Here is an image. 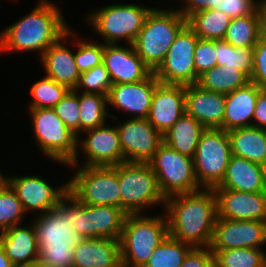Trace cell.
<instances>
[{
    "instance_id": "cell-39",
    "label": "cell",
    "mask_w": 266,
    "mask_h": 267,
    "mask_svg": "<svg viewBox=\"0 0 266 267\" xmlns=\"http://www.w3.org/2000/svg\"><path fill=\"white\" fill-rule=\"evenodd\" d=\"M113 85L109 72L104 64L95 66L94 68L80 73L79 81L75 87V91L82 88L84 93H98L108 96L109 90Z\"/></svg>"
},
{
    "instance_id": "cell-33",
    "label": "cell",
    "mask_w": 266,
    "mask_h": 267,
    "mask_svg": "<svg viewBox=\"0 0 266 267\" xmlns=\"http://www.w3.org/2000/svg\"><path fill=\"white\" fill-rule=\"evenodd\" d=\"M107 96L98 93L79 94L80 133L106 124L105 118H114L107 112Z\"/></svg>"
},
{
    "instance_id": "cell-38",
    "label": "cell",
    "mask_w": 266,
    "mask_h": 267,
    "mask_svg": "<svg viewBox=\"0 0 266 267\" xmlns=\"http://www.w3.org/2000/svg\"><path fill=\"white\" fill-rule=\"evenodd\" d=\"M24 213L26 214L15 190L4 179L0 184V232L18 225Z\"/></svg>"
},
{
    "instance_id": "cell-19",
    "label": "cell",
    "mask_w": 266,
    "mask_h": 267,
    "mask_svg": "<svg viewBox=\"0 0 266 267\" xmlns=\"http://www.w3.org/2000/svg\"><path fill=\"white\" fill-rule=\"evenodd\" d=\"M128 46L104 44L103 64L113 84L140 82L152 73L137 55L133 44Z\"/></svg>"
},
{
    "instance_id": "cell-1",
    "label": "cell",
    "mask_w": 266,
    "mask_h": 267,
    "mask_svg": "<svg viewBox=\"0 0 266 267\" xmlns=\"http://www.w3.org/2000/svg\"><path fill=\"white\" fill-rule=\"evenodd\" d=\"M168 234L194 247H210L218 218L213 189L170 196L165 201Z\"/></svg>"
},
{
    "instance_id": "cell-28",
    "label": "cell",
    "mask_w": 266,
    "mask_h": 267,
    "mask_svg": "<svg viewBox=\"0 0 266 267\" xmlns=\"http://www.w3.org/2000/svg\"><path fill=\"white\" fill-rule=\"evenodd\" d=\"M232 155L266 166V133L254 126L227 132Z\"/></svg>"
},
{
    "instance_id": "cell-11",
    "label": "cell",
    "mask_w": 266,
    "mask_h": 267,
    "mask_svg": "<svg viewBox=\"0 0 266 267\" xmlns=\"http://www.w3.org/2000/svg\"><path fill=\"white\" fill-rule=\"evenodd\" d=\"M231 156L227 131L221 128H206L201 134L193 157L199 186L204 189L218 186L225 176Z\"/></svg>"
},
{
    "instance_id": "cell-49",
    "label": "cell",
    "mask_w": 266,
    "mask_h": 267,
    "mask_svg": "<svg viewBox=\"0 0 266 267\" xmlns=\"http://www.w3.org/2000/svg\"><path fill=\"white\" fill-rule=\"evenodd\" d=\"M0 267H15L10 259L6 256L3 246L0 244Z\"/></svg>"
},
{
    "instance_id": "cell-15",
    "label": "cell",
    "mask_w": 266,
    "mask_h": 267,
    "mask_svg": "<svg viewBox=\"0 0 266 267\" xmlns=\"http://www.w3.org/2000/svg\"><path fill=\"white\" fill-rule=\"evenodd\" d=\"M265 243L266 222L258 220H228L218 217L210 249H261L259 247Z\"/></svg>"
},
{
    "instance_id": "cell-40",
    "label": "cell",
    "mask_w": 266,
    "mask_h": 267,
    "mask_svg": "<svg viewBox=\"0 0 266 267\" xmlns=\"http://www.w3.org/2000/svg\"><path fill=\"white\" fill-rule=\"evenodd\" d=\"M56 114L66 126L78 137L80 133L79 93L70 89L67 94L54 106Z\"/></svg>"
},
{
    "instance_id": "cell-13",
    "label": "cell",
    "mask_w": 266,
    "mask_h": 267,
    "mask_svg": "<svg viewBox=\"0 0 266 267\" xmlns=\"http://www.w3.org/2000/svg\"><path fill=\"white\" fill-rule=\"evenodd\" d=\"M198 37L186 25L176 36L164 61L153 72L162 84H195L194 53Z\"/></svg>"
},
{
    "instance_id": "cell-29",
    "label": "cell",
    "mask_w": 266,
    "mask_h": 267,
    "mask_svg": "<svg viewBox=\"0 0 266 267\" xmlns=\"http://www.w3.org/2000/svg\"><path fill=\"white\" fill-rule=\"evenodd\" d=\"M205 129L199 121L184 113L163 134V141L182 155L193 158L201 134Z\"/></svg>"
},
{
    "instance_id": "cell-9",
    "label": "cell",
    "mask_w": 266,
    "mask_h": 267,
    "mask_svg": "<svg viewBox=\"0 0 266 267\" xmlns=\"http://www.w3.org/2000/svg\"><path fill=\"white\" fill-rule=\"evenodd\" d=\"M151 9L136 4H110L87 14V18L104 44H117L124 39L128 45L134 43Z\"/></svg>"
},
{
    "instance_id": "cell-22",
    "label": "cell",
    "mask_w": 266,
    "mask_h": 267,
    "mask_svg": "<svg viewBox=\"0 0 266 267\" xmlns=\"http://www.w3.org/2000/svg\"><path fill=\"white\" fill-rule=\"evenodd\" d=\"M226 95L205 90L199 85H185V114L205 128L223 129Z\"/></svg>"
},
{
    "instance_id": "cell-8",
    "label": "cell",
    "mask_w": 266,
    "mask_h": 267,
    "mask_svg": "<svg viewBox=\"0 0 266 267\" xmlns=\"http://www.w3.org/2000/svg\"><path fill=\"white\" fill-rule=\"evenodd\" d=\"M117 173L121 208L127 214H141L142 210L156 204L165 207L166 199L149 163L123 162L117 165Z\"/></svg>"
},
{
    "instance_id": "cell-5",
    "label": "cell",
    "mask_w": 266,
    "mask_h": 267,
    "mask_svg": "<svg viewBox=\"0 0 266 267\" xmlns=\"http://www.w3.org/2000/svg\"><path fill=\"white\" fill-rule=\"evenodd\" d=\"M165 216V217H164ZM168 236L163 216L127 214L120 237L122 267H144L156 247Z\"/></svg>"
},
{
    "instance_id": "cell-46",
    "label": "cell",
    "mask_w": 266,
    "mask_h": 267,
    "mask_svg": "<svg viewBox=\"0 0 266 267\" xmlns=\"http://www.w3.org/2000/svg\"><path fill=\"white\" fill-rule=\"evenodd\" d=\"M186 4L179 9V13L186 19L196 12L205 11L208 9L220 10L221 0H183Z\"/></svg>"
},
{
    "instance_id": "cell-45",
    "label": "cell",
    "mask_w": 266,
    "mask_h": 267,
    "mask_svg": "<svg viewBox=\"0 0 266 267\" xmlns=\"http://www.w3.org/2000/svg\"><path fill=\"white\" fill-rule=\"evenodd\" d=\"M181 267H215L210 247H194L185 256Z\"/></svg>"
},
{
    "instance_id": "cell-6",
    "label": "cell",
    "mask_w": 266,
    "mask_h": 267,
    "mask_svg": "<svg viewBox=\"0 0 266 267\" xmlns=\"http://www.w3.org/2000/svg\"><path fill=\"white\" fill-rule=\"evenodd\" d=\"M71 217L72 228L81 238L120 240L127 213L112 205H86L67 191L58 202Z\"/></svg>"
},
{
    "instance_id": "cell-43",
    "label": "cell",
    "mask_w": 266,
    "mask_h": 267,
    "mask_svg": "<svg viewBox=\"0 0 266 267\" xmlns=\"http://www.w3.org/2000/svg\"><path fill=\"white\" fill-rule=\"evenodd\" d=\"M253 51V70L250 81L266 90V42L260 38Z\"/></svg>"
},
{
    "instance_id": "cell-31",
    "label": "cell",
    "mask_w": 266,
    "mask_h": 267,
    "mask_svg": "<svg viewBox=\"0 0 266 267\" xmlns=\"http://www.w3.org/2000/svg\"><path fill=\"white\" fill-rule=\"evenodd\" d=\"M261 38V6L251 15L230 20L224 40L237 48L253 49Z\"/></svg>"
},
{
    "instance_id": "cell-14",
    "label": "cell",
    "mask_w": 266,
    "mask_h": 267,
    "mask_svg": "<svg viewBox=\"0 0 266 267\" xmlns=\"http://www.w3.org/2000/svg\"><path fill=\"white\" fill-rule=\"evenodd\" d=\"M124 162L148 163L154 156L163 135L147 118H133L117 126Z\"/></svg>"
},
{
    "instance_id": "cell-10",
    "label": "cell",
    "mask_w": 266,
    "mask_h": 267,
    "mask_svg": "<svg viewBox=\"0 0 266 267\" xmlns=\"http://www.w3.org/2000/svg\"><path fill=\"white\" fill-rule=\"evenodd\" d=\"M148 163L165 199L201 189L195 175L193 158L175 151L164 141Z\"/></svg>"
},
{
    "instance_id": "cell-41",
    "label": "cell",
    "mask_w": 266,
    "mask_h": 267,
    "mask_svg": "<svg viewBox=\"0 0 266 267\" xmlns=\"http://www.w3.org/2000/svg\"><path fill=\"white\" fill-rule=\"evenodd\" d=\"M80 40V41H79ZM77 38L78 49L74 54L76 65L80 73L103 63L104 43L81 41Z\"/></svg>"
},
{
    "instance_id": "cell-30",
    "label": "cell",
    "mask_w": 266,
    "mask_h": 267,
    "mask_svg": "<svg viewBox=\"0 0 266 267\" xmlns=\"http://www.w3.org/2000/svg\"><path fill=\"white\" fill-rule=\"evenodd\" d=\"M248 82L250 77L242 70L217 65L199 75L196 84L205 90L226 95Z\"/></svg>"
},
{
    "instance_id": "cell-2",
    "label": "cell",
    "mask_w": 266,
    "mask_h": 267,
    "mask_svg": "<svg viewBox=\"0 0 266 267\" xmlns=\"http://www.w3.org/2000/svg\"><path fill=\"white\" fill-rule=\"evenodd\" d=\"M21 20L0 33V51H38L40 56L62 35L67 25L59 8L48 0H40Z\"/></svg>"
},
{
    "instance_id": "cell-16",
    "label": "cell",
    "mask_w": 266,
    "mask_h": 267,
    "mask_svg": "<svg viewBox=\"0 0 266 267\" xmlns=\"http://www.w3.org/2000/svg\"><path fill=\"white\" fill-rule=\"evenodd\" d=\"M88 136L83 140L78 136L77 146L84 151L86 162L82 166L104 167L116 166L124 162L120 136L116 125L106 124L84 131ZM82 148H81V147Z\"/></svg>"
},
{
    "instance_id": "cell-18",
    "label": "cell",
    "mask_w": 266,
    "mask_h": 267,
    "mask_svg": "<svg viewBox=\"0 0 266 267\" xmlns=\"http://www.w3.org/2000/svg\"><path fill=\"white\" fill-rule=\"evenodd\" d=\"M213 190L219 218L266 222V192H243L224 188Z\"/></svg>"
},
{
    "instance_id": "cell-4",
    "label": "cell",
    "mask_w": 266,
    "mask_h": 267,
    "mask_svg": "<svg viewBox=\"0 0 266 267\" xmlns=\"http://www.w3.org/2000/svg\"><path fill=\"white\" fill-rule=\"evenodd\" d=\"M186 25L187 19L178 10L152 8L148 13L133 46L152 72L164 61L176 36Z\"/></svg>"
},
{
    "instance_id": "cell-24",
    "label": "cell",
    "mask_w": 266,
    "mask_h": 267,
    "mask_svg": "<svg viewBox=\"0 0 266 267\" xmlns=\"http://www.w3.org/2000/svg\"><path fill=\"white\" fill-rule=\"evenodd\" d=\"M73 267H122L120 240L82 238L74 247Z\"/></svg>"
},
{
    "instance_id": "cell-17",
    "label": "cell",
    "mask_w": 266,
    "mask_h": 267,
    "mask_svg": "<svg viewBox=\"0 0 266 267\" xmlns=\"http://www.w3.org/2000/svg\"><path fill=\"white\" fill-rule=\"evenodd\" d=\"M5 180L15 190L18 199L21 201L27 214L28 211L37 210L38 214L54 208L59 199L68 191V183H64L58 188H53L39 176L6 177Z\"/></svg>"
},
{
    "instance_id": "cell-44",
    "label": "cell",
    "mask_w": 266,
    "mask_h": 267,
    "mask_svg": "<svg viewBox=\"0 0 266 267\" xmlns=\"http://www.w3.org/2000/svg\"><path fill=\"white\" fill-rule=\"evenodd\" d=\"M263 0H221L220 10L229 18L243 17L253 14L262 4Z\"/></svg>"
},
{
    "instance_id": "cell-32",
    "label": "cell",
    "mask_w": 266,
    "mask_h": 267,
    "mask_svg": "<svg viewBox=\"0 0 266 267\" xmlns=\"http://www.w3.org/2000/svg\"><path fill=\"white\" fill-rule=\"evenodd\" d=\"M231 18L219 10L196 12L187 19V25L201 39H224Z\"/></svg>"
},
{
    "instance_id": "cell-23",
    "label": "cell",
    "mask_w": 266,
    "mask_h": 267,
    "mask_svg": "<svg viewBox=\"0 0 266 267\" xmlns=\"http://www.w3.org/2000/svg\"><path fill=\"white\" fill-rule=\"evenodd\" d=\"M73 36V30L68 29L41 56L46 76L59 84L67 86L69 89H75L80 76L74 52L65 45L63 46L65 42L67 43L65 39L69 37L71 39Z\"/></svg>"
},
{
    "instance_id": "cell-20",
    "label": "cell",
    "mask_w": 266,
    "mask_h": 267,
    "mask_svg": "<svg viewBox=\"0 0 266 267\" xmlns=\"http://www.w3.org/2000/svg\"><path fill=\"white\" fill-rule=\"evenodd\" d=\"M160 82L152 72L140 82L113 84L109 90L108 105L133 113V118H147L155 87Z\"/></svg>"
},
{
    "instance_id": "cell-7",
    "label": "cell",
    "mask_w": 266,
    "mask_h": 267,
    "mask_svg": "<svg viewBox=\"0 0 266 267\" xmlns=\"http://www.w3.org/2000/svg\"><path fill=\"white\" fill-rule=\"evenodd\" d=\"M36 145L51 160L60 164L78 165V137L72 132L53 108L29 109Z\"/></svg>"
},
{
    "instance_id": "cell-3",
    "label": "cell",
    "mask_w": 266,
    "mask_h": 267,
    "mask_svg": "<svg viewBox=\"0 0 266 267\" xmlns=\"http://www.w3.org/2000/svg\"><path fill=\"white\" fill-rule=\"evenodd\" d=\"M32 221L38 243V261L49 267H73L74 247L82 238L72 228L67 211L58 203Z\"/></svg>"
},
{
    "instance_id": "cell-37",
    "label": "cell",
    "mask_w": 266,
    "mask_h": 267,
    "mask_svg": "<svg viewBox=\"0 0 266 267\" xmlns=\"http://www.w3.org/2000/svg\"><path fill=\"white\" fill-rule=\"evenodd\" d=\"M69 90L67 86L45 75L43 79L34 82L29 90L33 98L29 109L54 108Z\"/></svg>"
},
{
    "instance_id": "cell-36",
    "label": "cell",
    "mask_w": 266,
    "mask_h": 267,
    "mask_svg": "<svg viewBox=\"0 0 266 267\" xmlns=\"http://www.w3.org/2000/svg\"><path fill=\"white\" fill-rule=\"evenodd\" d=\"M217 65L237 68L249 77L253 70L254 51L251 48H237L224 39L215 40Z\"/></svg>"
},
{
    "instance_id": "cell-48",
    "label": "cell",
    "mask_w": 266,
    "mask_h": 267,
    "mask_svg": "<svg viewBox=\"0 0 266 267\" xmlns=\"http://www.w3.org/2000/svg\"><path fill=\"white\" fill-rule=\"evenodd\" d=\"M261 38L266 42V0L261 4Z\"/></svg>"
},
{
    "instance_id": "cell-51",
    "label": "cell",
    "mask_w": 266,
    "mask_h": 267,
    "mask_svg": "<svg viewBox=\"0 0 266 267\" xmlns=\"http://www.w3.org/2000/svg\"><path fill=\"white\" fill-rule=\"evenodd\" d=\"M4 179L5 177L0 173V184L3 182Z\"/></svg>"
},
{
    "instance_id": "cell-50",
    "label": "cell",
    "mask_w": 266,
    "mask_h": 267,
    "mask_svg": "<svg viewBox=\"0 0 266 267\" xmlns=\"http://www.w3.org/2000/svg\"><path fill=\"white\" fill-rule=\"evenodd\" d=\"M16 267H49L46 264H43L39 261L27 264V265H20V266H16Z\"/></svg>"
},
{
    "instance_id": "cell-42",
    "label": "cell",
    "mask_w": 266,
    "mask_h": 267,
    "mask_svg": "<svg viewBox=\"0 0 266 267\" xmlns=\"http://www.w3.org/2000/svg\"><path fill=\"white\" fill-rule=\"evenodd\" d=\"M194 65L195 83H197L199 75L217 66L215 40L198 38L194 53Z\"/></svg>"
},
{
    "instance_id": "cell-47",
    "label": "cell",
    "mask_w": 266,
    "mask_h": 267,
    "mask_svg": "<svg viewBox=\"0 0 266 267\" xmlns=\"http://www.w3.org/2000/svg\"><path fill=\"white\" fill-rule=\"evenodd\" d=\"M252 126L258 128L266 127V90H262L257 96Z\"/></svg>"
},
{
    "instance_id": "cell-27",
    "label": "cell",
    "mask_w": 266,
    "mask_h": 267,
    "mask_svg": "<svg viewBox=\"0 0 266 267\" xmlns=\"http://www.w3.org/2000/svg\"><path fill=\"white\" fill-rule=\"evenodd\" d=\"M0 244L15 267L38 261V243L33 224L30 227L18 224L0 232Z\"/></svg>"
},
{
    "instance_id": "cell-25",
    "label": "cell",
    "mask_w": 266,
    "mask_h": 267,
    "mask_svg": "<svg viewBox=\"0 0 266 267\" xmlns=\"http://www.w3.org/2000/svg\"><path fill=\"white\" fill-rule=\"evenodd\" d=\"M215 188L266 192V166L232 155L223 180Z\"/></svg>"
},
{
    "instance_id": "cell-35",
    "label": "cell",
    "mask_w": 266,
    "mask_h": 267,
    "mask_svg": "<svg viewBox=\"0 0 266 267\" xmlns=\"http://www.w3.org/2000/svg\"><path fill=\"white\" fill-rule=\"evenodd\" d=\"M215 267H261L266 263V253L257 248L211 250Z\"/></svg>"
},
{
    "instance_id": "cell-12",
    "label": "cell",
    "mask_w": 266,
    "mask_h": 267,
    "mask_svg": "<svg viewBox=\"0 0 266 267\" xmlns=\"http://www.w3.org/2000/svg\"><path fill=\"white\" fill-rule=\"evenodd\" d=\"M68 183V191L86 205H112L121 208L117 165L78 166Z\"/></svg>"
},
{
    "instance_id": "cell-34",
    "label": "cell",
    "mask_w": 266,
    "mask_h": 267,
    "mask_svg": "<svg viewBox=\"0 0 266 267\" xmlns=\"http://www.w3.org/2000/svg\"><path fill=\"white\" fill-rule=\"evenodd\" d=\"M192 248L191 245L168 234L156 247L144 267H181L185 256Z\"/></svg>"
},
{
    "instance_id": "cell-21",
    "label": "cell",
    "mask_w": 266,
    "mask_h": 267,
    "mask_svg": "<svg viewBox=\"0 0 266 267\" xmlns=\"http://www.w3.org/2000/svg\"><path fill=\"white\" fill-rule=\"evenodd\" d=\"M185 85L159 83L154 90L147 120L162 135L185 113Z\"/></svg>"
},
{
    "instance_id": "cell-26",
    "label": "cell",
    "mask_w": 266,
    "mask_h": 267,
    "mask_svg": "<svg viewBox=\"0 0 266 267\" xmlns=\"http://www.w3.org/2000/svg\"><path fill=\"white\" fill-rule=\"evenodd\" d=\"M253 82H248L229 94H226L223 130L252 126L254 108L258 94L262 91Z\"/></svg>"
}]
</instances>
